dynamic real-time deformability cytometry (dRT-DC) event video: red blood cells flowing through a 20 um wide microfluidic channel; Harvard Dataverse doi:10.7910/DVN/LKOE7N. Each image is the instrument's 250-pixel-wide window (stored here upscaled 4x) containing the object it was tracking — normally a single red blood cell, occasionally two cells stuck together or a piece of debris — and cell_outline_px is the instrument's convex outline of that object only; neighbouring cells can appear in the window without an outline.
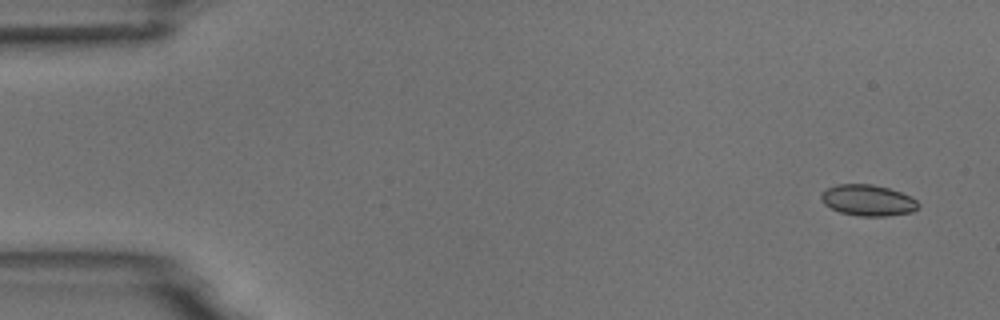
{"species": "common noctule bat (a hibernating species)", "species_latin": "Nyctalus noctula", "temperature_condition": "room temperature", "stored_images_in_passage": 7, "camera_frame_rate_fps": 3000, "um_per_image_px": 0.085, "animal": {"sex": "male", "body_mass_g": 18.8}, "frame": {"image": 1, "passage_image": 1, "time_ms": 0.0, "image_size_px": [1000, 320], "cell_outline_px": [[920, 204], [912, 212], [888, 216], [860, 216], [840, 212], [824, 204], [820, 200], [820, 192], [836, 184], [872, 184], [888, 188], [900, 192], [916, 200]], "centroid_in_image_um": [73.73, 17.02], "position_along_channel_um": 11.3, "area_um2": 17.57}}